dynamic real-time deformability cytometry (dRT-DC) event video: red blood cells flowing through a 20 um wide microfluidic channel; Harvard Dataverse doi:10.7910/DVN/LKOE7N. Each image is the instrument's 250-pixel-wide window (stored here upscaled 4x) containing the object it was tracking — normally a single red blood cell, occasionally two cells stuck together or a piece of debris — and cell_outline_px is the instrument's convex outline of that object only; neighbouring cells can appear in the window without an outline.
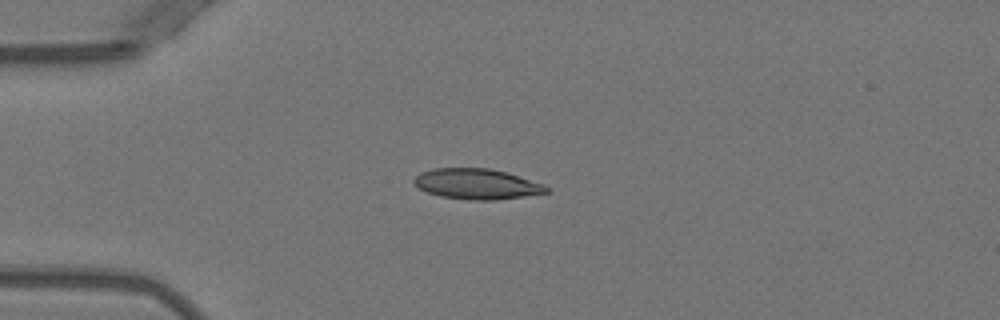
{"species": "Egyptian fruit bat (a non-hibernating species)", "species_latin": "Rousettus aegyptiacus", "temperature_condition": "warm", "stored_images_in_passage": 37, "camera_frame_rate_fps": 3000, "um_per_image_px": 0.085, "animal": {"sex": "female"}, "frame": {"image": 1, "passage_image": 1, "time_ms": 0.0, "image_size_px": [1000, 320], "cell_outline_px": [[548, 192], [524, 196], [496, 200], [468, 200], [440, 196], [428, 192], [420, 188], [412, 180], [420, 172], [432, 168], [488, 168], [508, 172], [544, 184], [548, 188]], "centroid_in_image_um": [40.53, 15.63], "position_along_channel_um": 44.5, "area_um2": 23.52}}
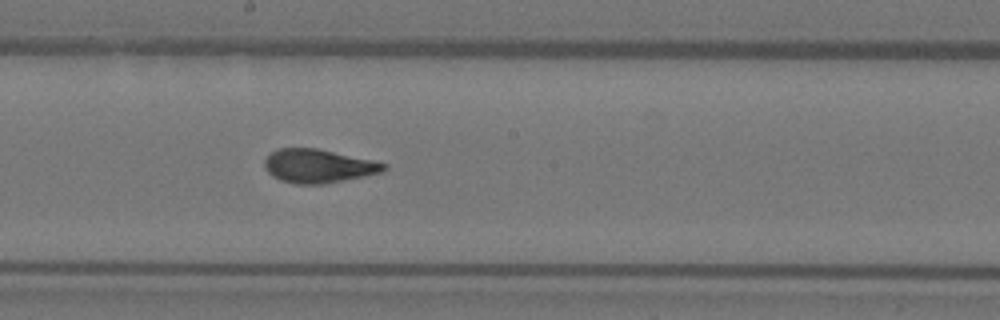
{"frame": {"image": 2, "passage_image": 16, "time_ms": 5.0, "image_size_px": [1000, 320], "cell_outline_px": [[388, 168], [384, 172], [324, 184], [296, 184], [280, 180], [272, 176], [264, 168], [264, 160], [272, 152], [280, 148], [316, 148], [372, 160], [388, 164]], "centroid_in_image_um": [27.07, 14.12], "position_along_channel_um": 221.1, "area_um2": 23.35}}
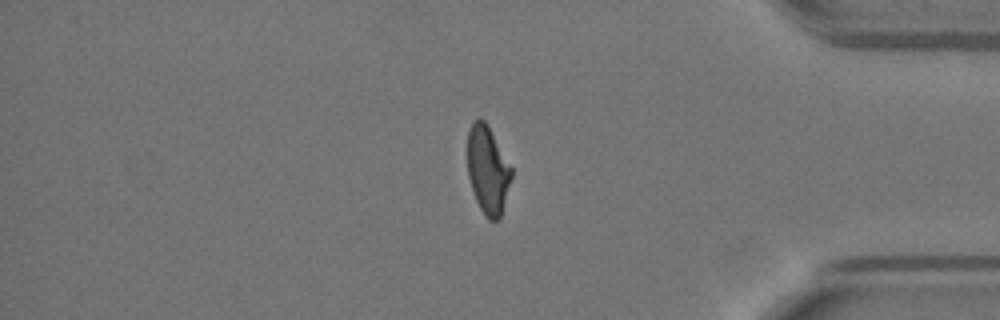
{"frame": {"image": 3, "passage_image": 31, "time_ms": 10.0, "image_size_px": [1000, 320], "cell_outline_px": [[512, 176], [500, 220], [488, 220], [484, 216], [476, 200], [468, 176], [468, 132], [472, 120], [480, 116], [488, 124], [512, 168]], "centroid_in_image_um": [41.46, 14.42], "position_along_channel_um": 393.7, "area_um2": 22.72}}